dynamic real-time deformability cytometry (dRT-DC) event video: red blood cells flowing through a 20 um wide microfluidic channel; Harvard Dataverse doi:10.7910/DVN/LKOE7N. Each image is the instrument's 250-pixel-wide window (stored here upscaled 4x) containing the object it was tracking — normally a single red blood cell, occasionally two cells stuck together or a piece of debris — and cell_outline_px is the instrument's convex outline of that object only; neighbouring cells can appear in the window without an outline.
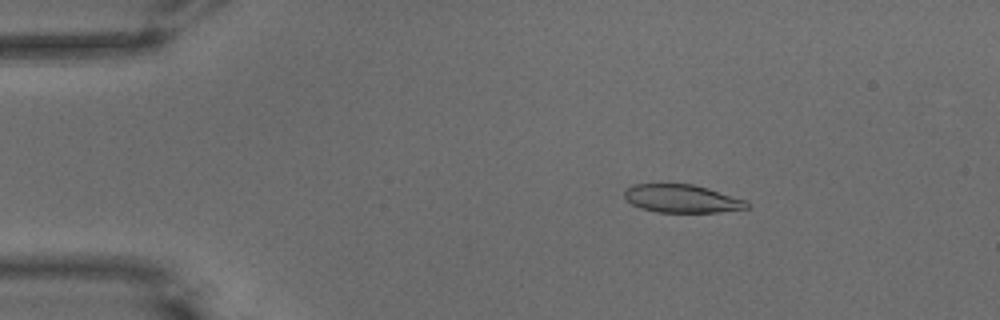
{"species": "common noctule bat (a hibernating species)", "species_latin": "Nyctalus noctula", "temperature_condition": "warm", "stored_images_in_passage": 57, "camera_frame_rate_fps": 3000, "um_per_image_px": 0.085, "animal": {"sex": "male", "body_mass_g": 15.6}, "frame": {"image": 1, "passage_image": 10, "time_ms": 3.0, "image_size_px": [1000, 320], "cell_outline_px": [[752, 204], [748, 208], [716, 212], [656, 212], [640, 208], [632, 204], [624, 196], [624, 188], [632, 184], [692, 184], [708, 188], [748, 200]], "centroid_in_image_um": [57.98, 16.88], "position_along_channel_um": 27.0, "area_um2": 20.23}}
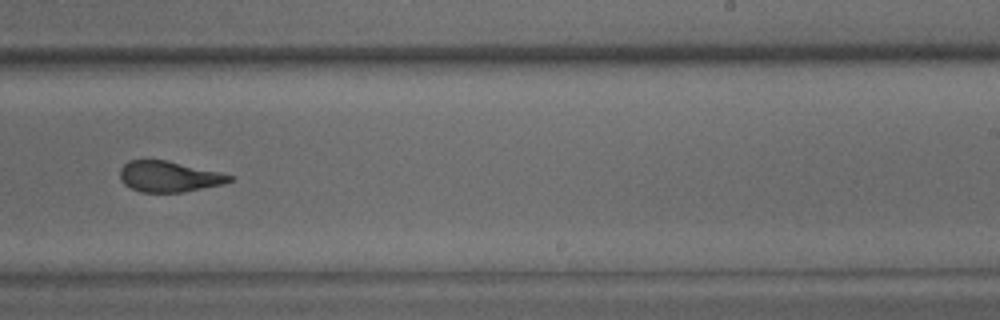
{"frame": {"image": 2, "passage_image": 36, "time_ms": 11.667, "image_size_px": [1000, 320], "cell_outline_px": [[232, 180], [224, 184], [184, 192], [140, 192], [124, 184], [120, 180], [120, 168], [128, 160], [168, 160], [220, 172], [232, 176]], "centroid_in_image_um": [14.35, 15.0], "position_along_channel_um": 274.7, "area_um2": 19.71}}
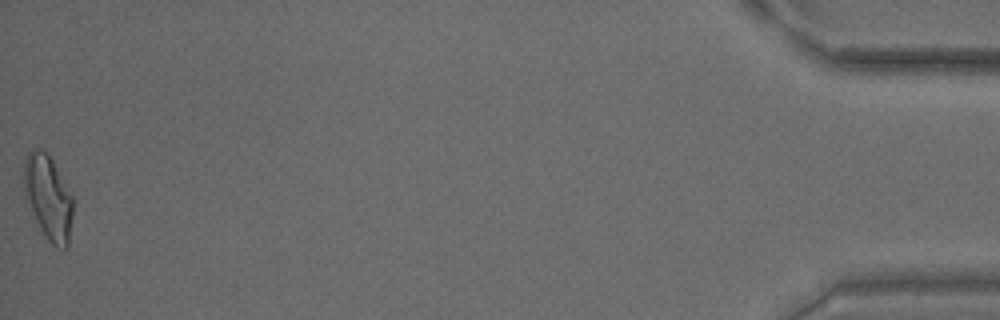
{"frame": {"image": 3, "passage_image": 57, "time_ms": 18.667, "image_size_px": [1000, 320], "cell_outline_px": [[72, 216], [68, 248], [56, 248], [48, 240], [40, 228], [24, 196], [20, 180], [24, 160], [28, 152], [36, 148], [40, 148], [48, 152], [72, 196]], "centroid_in_image_um": [4.04, 16.74], "position_along_channel_um": 431.2, "area_um2": 24.57}, "authors_computed_cell_mechanics": {"area_um2": 21.0392, "velocity_mm_per_s": 3.5973, "shape_relaxation_time_tau1_ms": 6.0038, "shape_relaxation_time_tau2_ms": 1.135, "deformation_change_tau1": 0.2186, "deformation_change_tau2": 0.0913}}